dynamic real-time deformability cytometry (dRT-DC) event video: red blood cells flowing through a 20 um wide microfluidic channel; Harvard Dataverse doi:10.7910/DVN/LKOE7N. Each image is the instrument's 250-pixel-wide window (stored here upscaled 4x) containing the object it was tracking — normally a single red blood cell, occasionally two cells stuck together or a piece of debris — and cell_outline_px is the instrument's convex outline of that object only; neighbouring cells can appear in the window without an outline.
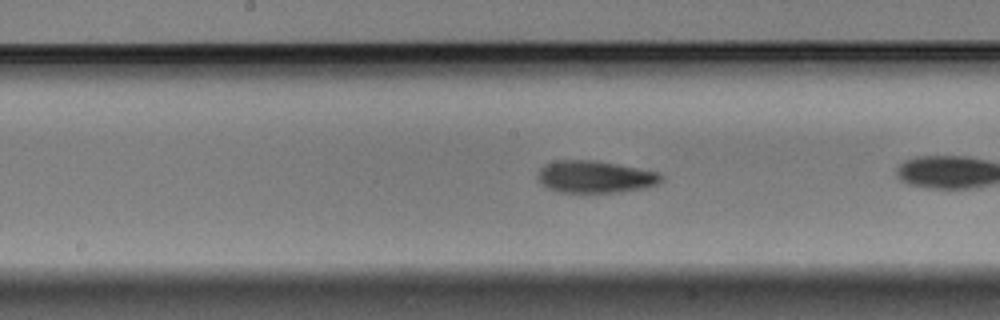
{"species": "Egyptian fruit bat (a non-hibernating species)", "species_latin": "Rousettus aegyptiacus", "temperature_condition": "warm", "stored_images_in_passage": 29, "camera_frame_rate_fps": 3000, "um_per_image_px": 0.085, "animal": {"sex": "male"}, "frame": {"image": 1, "passage_image": 13, "time_ms": 4.0, "image_size_px": [1000, 320], "cell_outline_px": [[664, 180], [648, 188], [620, 192], [556, 192], [540, 184], [540, 168], [544, 164], [556, 160], [592, 160], [616, 164], [660, 172], [664, 176]], "centroid_in_image_um": [50.63, 15.03], "position_along_channel_um": 197.6, "area_um2": 23.24}}